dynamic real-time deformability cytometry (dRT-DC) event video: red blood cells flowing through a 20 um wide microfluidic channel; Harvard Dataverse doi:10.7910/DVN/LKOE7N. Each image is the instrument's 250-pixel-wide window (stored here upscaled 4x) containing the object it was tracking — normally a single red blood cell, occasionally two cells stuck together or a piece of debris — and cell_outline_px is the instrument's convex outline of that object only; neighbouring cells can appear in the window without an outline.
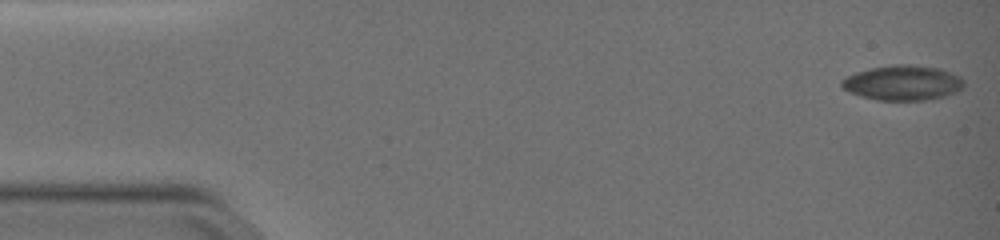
{"species": "common noctule bat (a hibernating species)", "species_latin": "Nyctalus noctula", "temperature_condition": "warm", "stored_images_in_passage": 52, "camera_frame_rate_fps": 3000, "um_per_image_px": 0.085, "animal": {"sex": "female", "body_mass_g": 19.0, "forearm_length_mm": 51.5}, "frame": {"image": 1, "passage_image": 1, "time_ms": 0.0, "image_size_px": [1000, 240], "cell_outline_px": [[964, 84], [956, 92], [944, 96], [924, 100], [876, 100], [860, 96], [848, 92], [840, 84], [840, 80], [856, 72], [872, 68], [892, 64], [908, 64], [940, 68], [960, 76], [964, 80]], "centroid_in_image_um": [76.72, 7.03], "position_along_channel_um": 8.3, "area_um2": 24.91}}
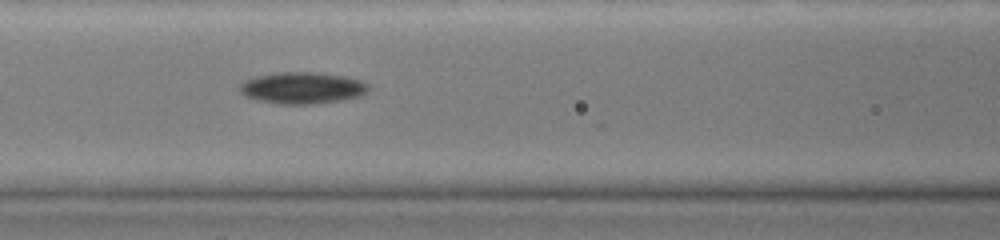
{"frame": {"image": 2, "passage_image": 23, "time_ms": 7.333, "image_size_px": [1000, 240], "cell_outline_px": [[368, 88], [360, 96], [340, 100], [312, 104], [280, 104], [256, 100], [244, 96], [240, 92], [240, 84], [244, 80], [256, 76], [280, 72], [316, 72], [344, 76], [360, 80], [368, 84]], "centroid_in_image_um": [25.65, 7.47], "position_along_channel_um": 141.0, "area_um2": 23.64}}
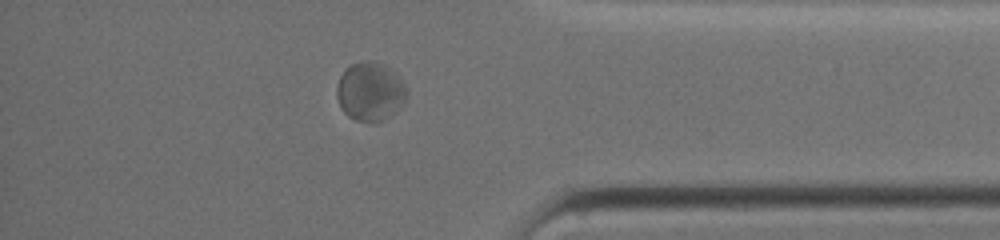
{"frame": {"image": 3, "passage_image": 45, "time_ms": 14.667, "image_size_px": [1000, 240], "cell_outline_px": [[408, 96], [404, 104], [400, 108], [384, 120], [376, 124], [372, 124], [356, 120], [348, 116], [340, 108], [336, 96], [336, 88], [340, 76], [344, 68], [360, 60], [376, 60], [392, 68], [400, 76], [408, 88]], "centroid_in_image_um": [31.5, 7.77], "position_along_channel_um": 403.7, "area_um2": 25.03}, "authors_computed_cell_mechanics": {"area_um2": 23.3801, "velocity_mm_per_s": 3.6893, "shape_relaxation_time_tau1_ms": 2.3236, "shape_relaxation_time_tau2_ms": 3.3761, "deformation_change_tau1": 0.0751, "deformation_change_tau2": 0.0561}}